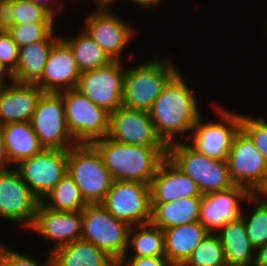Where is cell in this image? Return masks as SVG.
I'll return each instance as SVG.
<instances>
[{
    "label": "cell",
    "mask_w": 267,
    "mask_h": 266,
    "mask_svg": "<svg viewBox=\"0 0 267 266\" xmlns=\"http://www.w3.org/2000/svg\"><path fill=\"white\" fill-rule=\"evenodd\" d=\"M181 74L178 71L169 80L149 110L155 132L166 146L178 142L176 136L186 141L201 116L196 93Z\"/></svg>",
    "instance_id": "obj_1"
},
{
    "label": "cell",
    "mask_w": 267,
    "mask_h": 266,
    "mask_svg": "<svg viewBox=\"0 0 267 266\" xmlns=\"http://www.w3.org/2000/svg\"><path fill=\"white\" fill-rule=\"evenodd\" d=\"M100 153L114 181H135L150 184L167 156V147L126 145L109 137L91 143Z\"/></svg>",
    "instance_id": "obj_2"
},
{
    "label": "cell",
    "mask_w": 267,
    "mask_h": 266,
    "mask_svg": "<svg viewBox=\"0 0 267 266\" xmlns=\"http://www.w3.org/2000/svg\"><path fill=\"white\" fill-rule=\"evenodd\" d=\"M154 57L138 66L126 68L122 106L149 113L169 80L179 71L167 58Z\"/></svg>",
    "instance_id": "obj_3"
},
{
    "label": "cell",
    "mask_w": 267,
    "mask_h": 266,
    "mask_svg": "<svg viewBox=\"0 0 267 266\" xmlns=\"http://www.w3.org/2000/svg\"><path fill=\"white\" fill-rule=\"evenodd\" d=\"M67 173L88 204L101 203L114 181L98 150L87 143L68 150Z\"/></svg>",
    "instance_id": "obj_4"
},
{
    "label": "cell",
    "mask_w": 267,
    "mask_h": 266,
    "mask_svg": "<svg viewBox=\"0 0 267 266\" xmlns=\"http://www.w3.org/2000/svg\"><path fill=\"white\" fill-rule=\"evenodd\" d=\"M167 157L197 183L202 195L224 191L234 186L227 161L208 158L187 142L178 141L168 145Z\"/></svg>",
    "instance_id": "obj_5"
},
{
    "label": "cell",
    "mask_w": 267,
    "mask_h": 266,
    "mask_svg": "<svg viewBox=\"0 0 267 266\" xmlns=\"http://www.w3.org/2000/svg\"><path fill=\"white\" fill-rule=\"evenodd\" d=\"M217 103L212 108L221 121L205 122L200 116L191 130L192 141L187 143L208 158L227 161L234 137L241 128V114Z\"/></svg>",
    "instance_id": "obj_6"
},
{
    "label": "cell",
    "mask_w": 267,
    "mask_h": 266,
    "mask_svg": "<svg viewBox=\"0 0 267 266\" xmlns=\"http://www.w3.org/2000/svg\"><path fill=\"white\" fill-rule=\"evenodd\" d=\"M129 228L101 203L88 204L82 211L80 239L94 244L118 263L127 249Z\"/></svg>",
    "instance_id": "obj_7"
},
{
    "label": "cell",
    "mask_w": 267,
    "mask_h": 266,
    "mask_svg": "<svg viewBox=\"0 0 267 266\" xmlns=\"http://www.w3.org/2000/svg\"><path fill=\"white\" fill-rule=\"evenodd\" d=\"M64 104L66 124L77 143L91 144L109 132L110 113L92 103L76 88L59 92Z\"/></svg>",
    "instance_id": "obj_8"
},
{
    "label": "cell",
    "mask_w": 267,
    "mask_h": 266,
    "mask_svg": "<svg viewBox=\"0 0 267 266\" xmlns=\"http://www.w3.org/2000/svg\"><path fill=\"white\" fill-rule=\"evenodd\" d=\"M30 123L44 149L69 150L78 144L68 130L59 93L41 94Z\"/></svg>",
    "instance_id": "obj_9"
},
{
    "label": "cell",
    "mask_w": 267,
    "mask_h": 266,
    "mask_svg": "<svg viewBox=\"0 0 267 266\" xmlns=\"http://www.w3.org/2000/svg\"><path fill=\"white\" fill-rule=\"evenodd\" d=\"M101 204L116 219L128 226L151 221L150 184L135 181H113Z\"/></svg>",
    "instance_id": "obj_10"
},
{
    "label": "cell",
    "mask_w": 267,
    "mask_h": 266,
    "mask_svg": "<svg viewBox=\"0 0 267 266\" xmlns=\"http://www.w3.org/2000/svg\"><path fill=\"white\" fill-rule=\"evenodd\" d=\"M108 3L98 6L84 19V30L112 61H122L124 48L135 38L134 28L119 18Z\"/></svg>",
    "instance_id": "obj_11"
},
{
    "label": "cell",
    "mask_w": 267,
    "mask_h": 266,
    "mask_svg": "<svg viewBox=\"0 0 267 266\" xmlns=\"http://www.w3.org/2000/svg\"><path fill=\"white\" fill-rule=\"evenodd\" d=\"M231 181L255 194L267 179V163L249 135L240 128L227 157Z\"/></svg>",
    "instance_id": "obj_12"
},
{
    "label": "cell",
    "mask_w": 267,
    "mask_h": 266,
    "mask_svg": "<svg viewBox=\"0 0 267 266\" xmlns=\"http://www.w3.org/2000/svg\"><path fill=\"white\" fill-rule=\"evenodd\" d=\"M12 167L0 170V218L30 229L41 201Z\"/></svg>",
    "instance_id": "obj_13"
},
{
    "label": "cell",
    "mask_w": 267,
    "mask_h": 266,
    "mask_svg": "<svg viewBox=\"0 0 267 266\" xmlns=\"http://www.w3.org/2000/svg\"><path fill=\"white\" fill-rule=\"evenodd\" d=\"M123 61H111L106 66L81 72L76 89L92 103L109 113L122 107L123 80L126 72Z\"/></svg>",
    "instance_id": "obj_14"
},
{
    "label": "cell",
    "mask_w": 267,
    "mask_h": 266,
    "mask_svg": "<svg viewBox=\"0 0 267 266\" xmlns=\"http://www.w3.org/2000/svg\"><path fill=\"white\" fill-rule=\"evenodd\" d=\"M68 150L44 149L22 160L15 168L41 201L67 173Z\"/></svg>",
    "instance_id": "obj_15"
},
{
    "label": "cell",
    "mask_w": 267,
    "mask_h": 266,
    "mask_svg": "<svg viewBox=\"0 0 267 266\" xmlns=\"http://www.w3.org/2000/svg\"><path fill=\"white\" fill-rule=\"evenodd\" d=\"M252 193L242 186L202 195L200 204V224L210 233H217L229 222L241 217V203L246 202Z\"/></svg>",
    "instance_id": "obj_16"
},
{
    "label": "cell",
    "mask_w": 267,
    "mask_h": 266,
    "mask_svg": "<svg viewBox=\"0 0 267 266\" xmlns=\"http://www.w3.org/2000/svg\"><path fill=\"white\" fill-rule=\"evenodd\" d=\"M107 137L126 145L167 147L157 136L149 113L125 106L110 113Z\"/></svg>",
    "instance_id": "obj_17"
},
{
    "label": "cell",
    "mask_w": 267,
    "mask_h": 266,
    "mask_svg": "<svg viewBox=\"0 0 267 266\" xmlns=\"http://www.w3.org/2000/svg\"><path fill=\"white\" fill-rule=\"evenodd\" d=\"M82 227V211H55L44 207L41 203L35 220L29 231L35 232L44 240L51 241L49 253L80 239Z\"/></svg>",
    "instance_id": "obj_18"
},
{
    "label": "cell",
    "mask_w": 267,
    "mask_h": 266,
    "mask_svg": "<svg viewBox=\"0 0 267 266\" xmlns=\"http://www.w3.org/2000/svg\"><path fill=\"white\" fill-rule=\"evenodd\" d=\"M81 71L69 45L60 38L52 47L42 78L36 85L44 93H59L77 87Z\"/></svg>",
    "instance_id": "obj_19"
},
{
    "label": "cell",
    "mask_w": 267,
    "mask_h": 266,
    "mask_svg": "<svg viewBox=\"0 0 267 266\" xmlns=\"http://www.w3.org/2000/svg\"><path fill=\"white\" fill-rule=\"evenodd\" d=\"M151 203L172 202L182 198L202 197L197 186L167 156L150 182Z\"/></svg>",
    "instance_id": "obj_20"
},
{
    "label": "cell",
    "mask_w": 267,
    "mask_h": 266,
    "mask_svg": "<svg viewBox=\"0 0 267 266\" xmlns=\"http://www.w3.org/2000/svg\"><path fill=\"white\" fill-rule=\"evenodd\" d=\"M43 91L34 83L10 81L0 92V125L30 122Z\"/></svg>",
    "instance_id": "obj_21"
},
{
    "label": "cell",
    "mask_w": 267,
    "mask_h": 266,
    "mask_svg": "<svg viewBox=\"0 0 267 266\" xmlns=\"http://www.w3.org/2000/svg\"><path fill=\"white\" fill-rule=\"evenodd\" d=\"M165 257L171 266H182L208 235L199 221L164 229Z\"/></svg>",
    "instance_id": "obj_22"
},
{
    "label": "cell",
    "mask_w": 267,
    "mask_h": 266,
    "mask_svg": "<svg viewBox=\"0 0 267 266\" xmlns=\"http://www.w3.org/2000/svg\"><path fill=\"white\" fill-rule=\"evenodd\" d=\"M59 39L53 31L44 41L19 47L17 67L12 73L13 80L36 84L42 78L49 53Z\"/></svg>",
    "instance_id": "obj_23"
},
{
    "label": "cell",
    "mask_w": 267,
    "mask_h": 266,
    "mask_svg": "<svg viewBox=\"0 0 267 266\" xmlns=\"http://www.w3.org/2000/svg\"><path fill=\"white\" fill-rule=\"evenodd\" d=\"M217 234L224 249L227 266H253L255 248L247 236L241 217L223 226Z\"/></svg>",
    "instance_id": "obj_24"
},
{
    "label": "cell",
    "mask_w": 267,
    "mask_h": 266,
    "mask_svg": "<svg viewBox=\"0 0 267 266\" xmlns=\"http://www.w3.org/2000/svg\"><path fill=\"white\" fill-rule=\"evenodd\" d=\"M1 128L11 165L16 166L44 150L30 122H11L1 125Z\"/></svg>",
    "instance_id": "obj_25"
},
{
    "label": "cell",
    "mask_w": 267,
    "mask_h": 266,
    "mask_svg": "<svg viewBox=\"0 0 267 266\" xmlns=\"http://www.w3.org/2000/svg\"><path fill=\"white\" fill-rule=\"evenodd\" d=\"M202 197L151 203V223L162 230L199 220Z\"/></svg>",
    "instance_id": "obj_26"
},
{
    "label": "cell",
    "mask_w": 267,
    "mask_h": 266,
    "mask_svg": "<svg viewBox=\"0 0 267 266\" xmlns=\"http://www.w3.org/2000/svg\"><path fill=\"white\" fill-rule=\"evenodd\" d=\"M54 266H118V263L94 244L78 239L51 253Z\"/></svg>",
    "instance_id": "obj_27"
},
{
    "label": "cell",
    "mask_w": 267,
    "mask_h": 266,
    "mask_svg": "<svg viewBox=\"0 0 267 266\" xmlns=\"http://www.w3.org/2000/svg\"><path fill=\"white\" fill-rule=\"evenodd\" d=\"M124 257H165L164 231L151 222L130 227Z\"/></svg>",
    "instance_id": "obj_28"
},
{
    "label": "cell",
    "mask_w": 267,
    "mask_h": 266,
    "mask_svg": "<svg viewBox=\"0 0 267 266\" xmlns=\"http://www.w3.org/2000/svg\"><path fill=\"white\" fill-rule=\"evenodd\" d=\"M61 38L72 49L81 72L106 66L112 61L83 28L75 36Z\"/></svg>",
    "instance_id": "obj_29"
},
{
    "label": "cell",
    "mask_w": 267,
    "mask_h": 266,
    "mask_svg": "<svg viewBox=\"0 0 267 266\" xmlns=\"http://www.w3.org/2000/svg\"><path fill=\"white\" fill-rule=\"evenodd\" d=\"M41 204L48 209L65 212L83 211L88 205L68 173L41 200Z\"/></svg>",
    "instance_id": "obj_30"
},
{
    "label": "cell",
    "mask_w": 267,
    "mask_h": 266,
    "mask_svg": "<svg viewBox=\"0 0 267 266\" xmlns=\"http://www.w3.org/2000/svg\"><path fill=\"white\" fill-rule=\"evenodd\" d=\"M248 203L249 206L252 204V210H242L241 218L245 223L247 236L256 249L267 243V204L255 194L246 201L247 206Z\"/></svg>",
    "instance_id": "obj_31"
},
{
    "label": "cell",
    "mask_w": 267,
    "mask_h": 266,
    "mask_svg": "<svg viewBox=\"0 0 267 266\" xmlns=\"http://www.w3.org/2000/svg\"><path fill=\"white\" fill-rule=\"evenodd\" d=\"M182 266H227L218 234L209 232Z\"/></svg>",
    "instance_id": "obj_32"
},
{
    "label": "cell",
    "mask_w": 267,
    "mask_h": 266,
    "mask_svg": "<svg viewBox=\"0 0 267 266\" xmlns=\"http://www.w3.org/2000/svg\"><path fill=\"white\" fill-rule=\"evenodd\" d=\"M55 22L27 23L12 26L8 32L18 48L34 42L44 41L55 28Z\"/></svg>",
    "instance_id": "obj_33"
},
{
    "label": "cell",
    "mask_w": 267,
    "mask_h": 266,
    "mask_svg": "<svg viewBox=\"0 0 267 266\" xmlns=\"http://www.w3.org/2000/svg\"><path fill=\"white\" fill-rule=\"evenodd\" d=\"M14 9L15 25L56 20L48 11L31 0H14Z\"/></svg>",
    "instance_id": "obj_34"
},
{
    "label": "cell",
    "mask_w": 267,
    "mask_h": 266,
    "mask_svg": "<svg viewBox=\"0 0 267 266\" xmlns=\"http://www.w3.org/2000/svg\"><path fill=\"white\" fill-rule=\"evenodd\" d=\"M241 128L252 139L255 147L260 151L267 163V120L263 117L241 114Z\"/></svg>",
    "instance_id": "obj_35"
},
{
    "label": "cell",
    "mask_w": 267,
    "mask_h": 266,
    "mask_svg": "<svg viewBox=\"0 0 267 266\" xmlns=\"http://www.w3.org/2000/svg\"><path fill=\"white\" fill-rule=\"evenodd\" d=\"M0 242V266H54L52 254L48 252L45 262L32 255L23 254Z\"/></svg>",
    "instance_id": "obj_36"
},
{
    "label": "cell",
    "mask_w": 267,
    "mask_h": 266,
    "mask_svg": "<svg viewBox=\"0 0 267 266\" xmlns=\"http://www.w3.org/2000/svg\"><path fill=\"white\" fill-rule=\"evenodd\" d=\"M18 46L8 31L0 33V60L13 73L18 63Z\"/></svg>",
    "instance_id": "obj_37"
},
{
    "label": "cell",
    "mask_w": 267,
    "mask_h": 266,
    "mask_svg": "<svg viewBox=\"0 0 267 266\" xmlns=\"http://www.w3.org/2000/svg\"><path fill=\"white\" fill-rule=\"evenodd\" d=\"M118 266H171L166 257H123Z\"/></svg>",
    "instance_id": "obj_38"
},
{
    "label": "cell",
    "mask_w": 267,
    "mask_h": 266,
    "mask_svg": "<svg viewBox=\"0 0 267 266\" xmlns=\"http://www.w3.org/2000/svg\"><path fill=\"white\" fill-rule=\"evenodd\" d=\"M14 0H0V26L8 31L15 25Z\"/></svg>",
    "instance_id": "obj_39"
},
{
    "label": "cell",
    "mask_w": 267,
    "mask_h": 266,
    "mask_svg": "<svg viewBox=\"0 0 267 266\" xmlns=\"http://www.w3.org/2000/svg\"><path fill=\"white\" fill-rule=\"evenodd\" d=\"M10 165L11 163L6 152V147L3 140V131L0 125V170L10 169Z\"/></svg>",
    "instance_id": "obj_40"
},
{
    "label": "cell",
    "mask_w": 267,
    "mask_h": 266,
    "mask_svg": "<svg viewBox=\"0 0 267 266\" xmlns=\"http://www.w3.org/2000/svg\"><path fill=\"white\" fill-rule=\"evenodd\" d=\"M36 3L38 6L43 7L48 11L53 17H56L57 10L62 7V4H59L57 0H31ZM60 6V7H59Z\"/></svg>",
    "instance_id": "obj_41"
},
{
    "label": "cell",
    "mask_w": 267,
    "mask_h": 266,
    "mask_svg": "<svg viewBox=\"0 0 267 266\" xmlns=\"http://www.w3.org/2000/svg\"><path fill=\"white\" fill-rule=\"evenodd\" d=\"M253 266H267V243L255 249Z\"/></svg>",
    "instance_id": "obj_42"
},
{
    "label": "cell",
    "mask_w": 267,
    "mask_h": 266,
    "mask_svg": "<svg viewBox=\"0 0 267 266\" xmlns=\"http://www.w3.org/2000/svg\"><path fill=\"white\" fill-rule=\"evenodd\" d=\"M118 1V0H117ZM133 3H135L138 7H148L149 8H155V6L157 7L158 4H160L163 0H131ZM116 2V0H107V3L109 5H114V3Z\"/></svg>",
    "instance_id": "obj_43"
},
{
    "label": "cell",
    "mask_w": 267,
    "mask_h": 266,
    "mask_svg": "<svg viewBox=\"0 0 267 266\" xmlns=\"http://www.w3.org/2000/svg\"><path fill=\"white\" fill-rule=\"evenodd\" d=\"M0 79L6 84L7 81L13 80L12 73L3 65V63L0 60ZM9 79V80H8ZM7 80V81H6Z\"/></svg>",
    "instance_id": "obj_44"
},
{
    "label": "cell",
    "mask_w": 267,
    "mask_h": 266,
    "mask_svg": "<svg viewBox=\"0 0 267 266\" xmlns=\"http://www.w3.org/2000/svg\"><path fill=\"white\" fill-rule=\"evenodd\" d=\"M255 195H257L265 204H267V179L262 187L255 193Z\"/></svg>",
    "instance_id": "obj_45"
},
{
    "label": "cell",
    "mask_w": 267,
    "mask_h": 266,
    "mask_svg": "<svg viewBox=\"0 0 267 266\" xmlns=\"http://www.w3.org/2000/svg\"><path fill=\"white\" fill-rule=\"evenodd\" d=\"M92 1H93L92 4H95V7H98V6H101L107 3V0H92Z\"/></svg>",
    "instance_id": "obj_46"
},
{
    "label": "cell",
    "mask_w": 267,
    "mask_h": 266,
    "mask_svg": "<svg viewBox=\"0 0 267 266\" xmlns=\"http://www.w3.org/2000/svg\"><path fill=\"white\" fill-rule=\"evenodd\" d=\"M6 84L0 79V92Z\"/></svg>",
    "instance_id": "obj_47"
},
{
    "label": "cell",
    "mask_w": 267,
    "mask_h": 266,
    "mask_svg": "<svg viewBox=\"0 0 267 266\" xmlns=\"http://www.w3.org/2000/svg\"><path fill=\"white\" fill-rule=\"evenodd\" d=\"M4 30L2 29V27L0 26V33L3 32Z\"/></svg>",
    "instance_id": "obj_48"
}]
</instances>
